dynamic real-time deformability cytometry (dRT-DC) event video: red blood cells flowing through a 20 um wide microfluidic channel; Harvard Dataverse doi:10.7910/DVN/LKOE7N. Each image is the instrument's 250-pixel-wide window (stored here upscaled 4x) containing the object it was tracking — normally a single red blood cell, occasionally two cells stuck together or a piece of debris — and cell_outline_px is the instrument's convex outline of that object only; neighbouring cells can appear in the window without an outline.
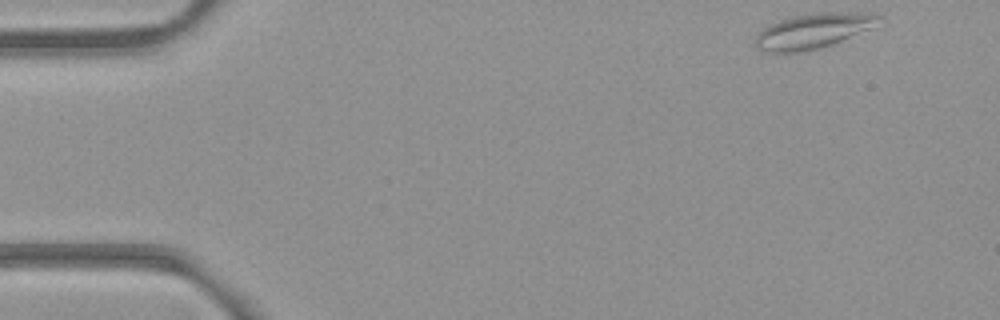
{"species": "common noctule bat (a hibernating species)", "species_latin": "Nyctalus noctula", "temperature_condition": "room temperature", "stored_images_in_passage": 49, "camera_frame_rate_fps": 3000, "um_per_image_px": 0.085, "animal": {"sex": "female", "body_mass_g": 21.9}, "frame": {"image": 1, "passage_image": 1, "time_ms": 0.0, "image_size_px": [1000, 320], "cell_outline_px": [[880, 16], [868, 28], [832, 44], [816, 48], [796, 52], [768, 52], [756, 48], [756, 36], [764, 28], [772, 24], [792, 16], [820, 12], [872, 12]], "centroid_in_image_um": [69.06, 2.61], "position_along_channel_um": 15.9, "area_um2": 24.28}}
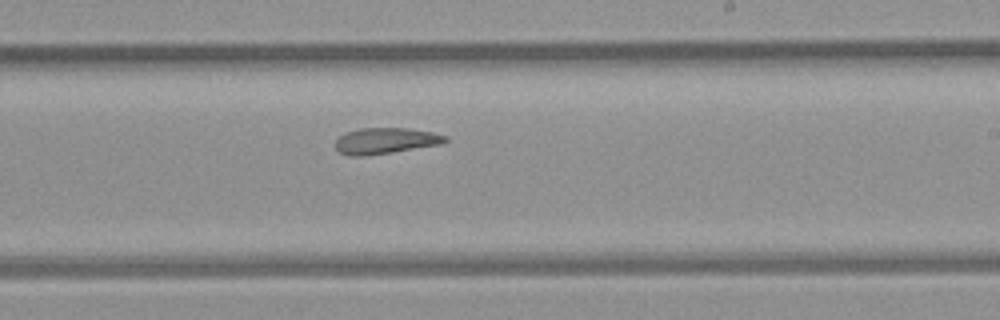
{"frame": {"image": 2, "passage_image": 28, "time_ms": 9.0, "image_size_px": [1000, 320], "cell_outline_px": [[448, 140], [440, 144], [392, 152], [364, 156], [348, 156], [340, 152], [332, 144], [344, 132], [360, 128], [408, 128], [432, 132], [448, 136]], "centroid_in_image_um": [32.72, 11.96], "position_along_channel_um": 256.3, "area_um2": 16.76}}
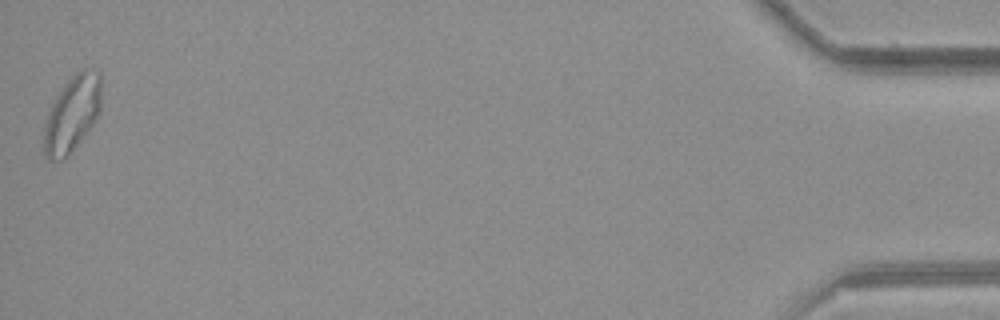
{"frame": {"image": 3, "passage_image": 49, "time_ms": 16.0, "image_size_px": [1000, 320], "cell_outline_px": [[100, 108], [92, 124], [64, 160], [48, 160], [44, 152], [44, 124], [52, 104], [56, 96], [68, 80], [76, 72], [84, 68], [92, 68], [100, 72]], "centroid_in_image_um": [6.12, 9.65], "position_along_channel_um": 429.1, "area_um2": 24.91}, "authors_computed_cell_mechanics": {"area_um2": 18.9584, "velocity_mm_per_s": 3.939, "shape_relaxation_time_tau1_ms": null, "shape_relaxation_time_tau2_ms": 4.9079, "deformation_change_tau1": null, "deformation_change_tau2": 0.1294}}